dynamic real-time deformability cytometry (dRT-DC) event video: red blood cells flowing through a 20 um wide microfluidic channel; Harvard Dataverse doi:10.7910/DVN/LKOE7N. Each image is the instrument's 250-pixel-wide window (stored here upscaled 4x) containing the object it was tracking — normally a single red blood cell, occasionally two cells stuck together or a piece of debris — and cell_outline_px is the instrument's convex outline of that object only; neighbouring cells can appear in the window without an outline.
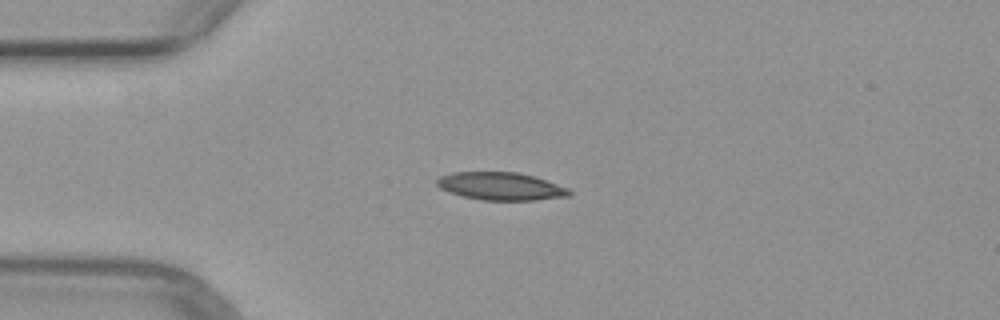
{"species": "common noctule bat (a hibernating species)", "species_latin": "Nyctalus noctula", "temperature_condition": "warm", "stored_images_in_passage": 5, "camera_frame_rate_fps": 3000, "um_per_image_px": 0.085, "animal": {"sex": "female", "body_mass_g": 29.2, "forearm_length_mm": 56.3}, "frame": {"image": 1, "passage_image": 2, "time_ms": 2.333, "image_size_px": [1000, 320], "cell_outline_px": [[572, 192], [568, 196], [536, 200], [484, 200], [464, 196], [448, 192], [440, 188], [436, 184], [436, 180], [440, 176], [452, 172], [516, 172], [536, 176], [568, 188]], "centroid_in_image_um": [42.57, 15.82], "position_along_channel_um": 42.4, "area_um2": 21.44}}
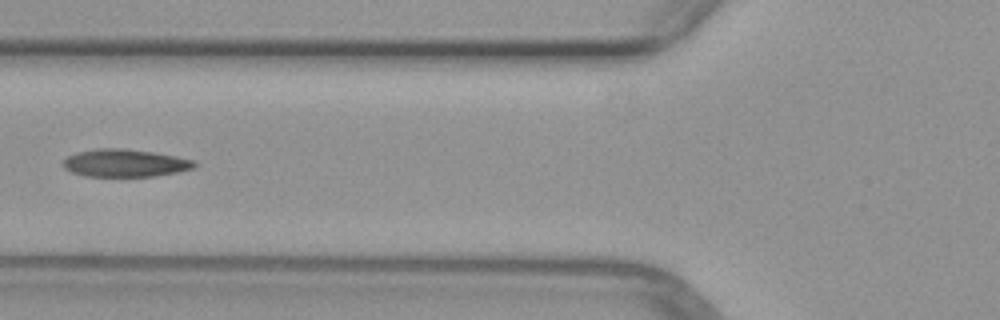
{"frame": {"image": 2, "passage_image": 4, "time_ms": 4.667, "image_size_px": [1000, 320], "cell_outline_px": [[196, 168], [180, 172], [156, 176], [88, 176], [72, 172], [64, 168], [60, 164], [68, 156], [76, 152], [96, 148], [120, 148], [152, 152], [176, 156], [196, 160]], "centroid_in_image_um": [10.65, 13.86], "position_along_channel_um": 115.2, "area_um2": 21.33}}
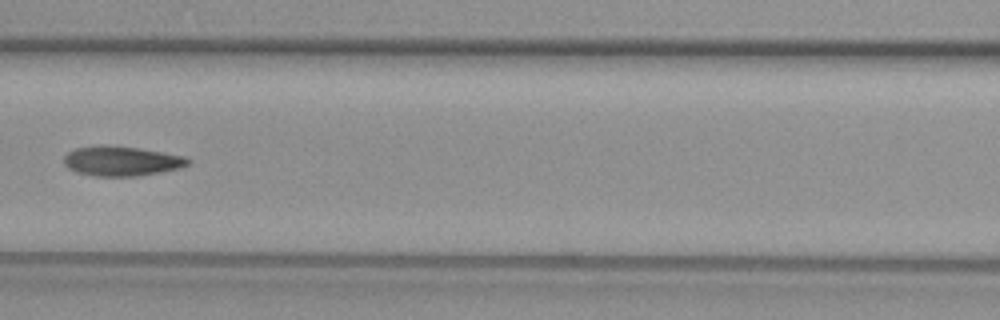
{"frame": {"image": 3, "passage_image": 5, "time_ms": 5.667, "image_size_px": [1000, 320], "cell_outline_px": [[192, 160], [188, 164], [180, 168], [160, 172], [136, 176], [96, 176], [76, 172], [68, 168], [64, 164], [64, 156], [68, 152], [76, 148], [100, 144], [104, 144], [140, 148], [184, 156]], "centroid_in_image_um": [10.31, 13.68], "position_along_channel_um": 156.3, "area_um2": 21.62}}